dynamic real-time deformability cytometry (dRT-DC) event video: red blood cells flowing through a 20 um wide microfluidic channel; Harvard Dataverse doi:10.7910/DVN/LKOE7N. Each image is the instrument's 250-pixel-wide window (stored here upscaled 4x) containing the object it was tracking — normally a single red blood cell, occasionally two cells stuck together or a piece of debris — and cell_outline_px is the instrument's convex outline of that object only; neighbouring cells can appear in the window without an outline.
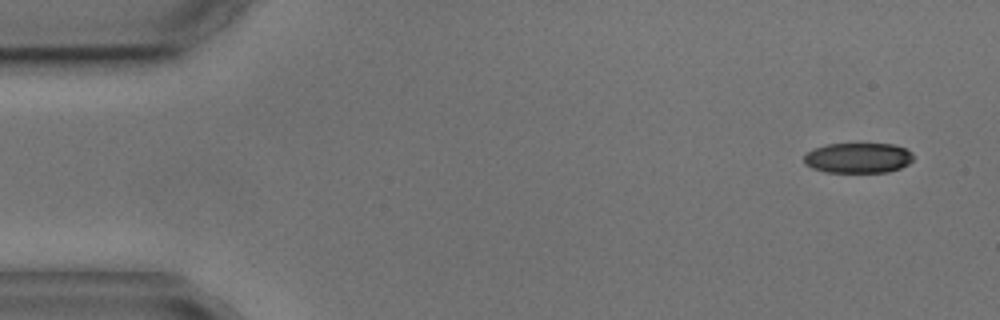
{"species": "common noctule bat (a hibernating species)", "species_latin": "Nyctalus noctula", "temperature_condition": "cold", "stored_images_in_passage": 5, "camera_frame_rate_fps": 3000, "um_per_image_px": 0.085, "animal": {"sex": "male", "body_mass_g": 17.9, "forearm_length_mm": 54.2}, "frame": {"image": 1, "passage_image": 1, "time_ms": 0.0, "image_size_px": [1000, 320], "cell_outline_px": [[912, 160], [908, 164], [900, 168], [888, 172], [824, 172], [812, 168], [804, 164], [804, 156], [812, 148], [828, 144], [892, 144], [904, 148], [912, 152]], "centroid_in_image_um": [72.91, 13.42], "position_along_channel_um": 12.1, "area_um2": 19.31}}